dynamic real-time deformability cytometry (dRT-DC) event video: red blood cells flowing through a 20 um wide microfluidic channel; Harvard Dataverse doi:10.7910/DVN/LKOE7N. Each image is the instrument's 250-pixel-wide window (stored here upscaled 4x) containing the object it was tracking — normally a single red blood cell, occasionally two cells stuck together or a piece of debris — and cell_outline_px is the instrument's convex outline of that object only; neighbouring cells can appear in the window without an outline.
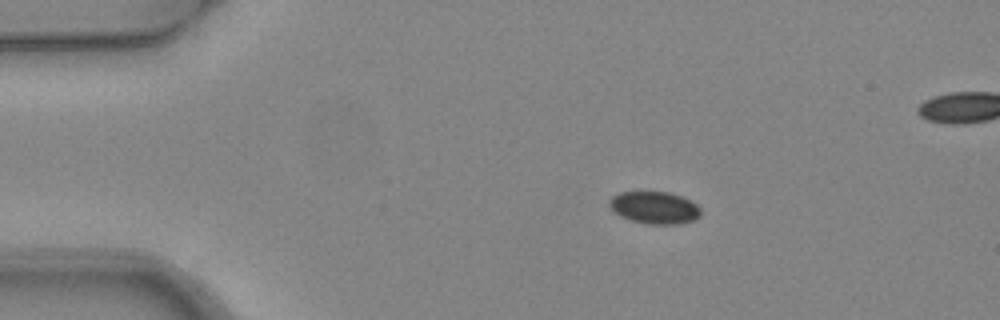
{"species": "common noctule bat (a hibernating species)", "species_latin": "Nyctalus noctula", "temperature_condition": "warm", "stored_images_in_passage": 3, "camera_frame_rate_fps": 3000, "um_per_image_px": 0.085, "animal": {"sex": "female", "body_mass_g": 24.6, "forearm_length_mm": 56.2}, "frame": {"image": 1, "passage_image": 1, "time_ms": 0.0, "image_size_px": [1000, 320], "cell_outline_px": [[700, 216], [692, 220], [680, 224], [648, 224], [632, 220], [620, 216], [608, 204], [608, 200], [612, 196], [620, 192], [668, 192], [692, 200], [700, 208]], "centroid_in_image_um": [55.64, 17.64], "position_along_channel_um": 29.4, "area_um2": 17.11}}